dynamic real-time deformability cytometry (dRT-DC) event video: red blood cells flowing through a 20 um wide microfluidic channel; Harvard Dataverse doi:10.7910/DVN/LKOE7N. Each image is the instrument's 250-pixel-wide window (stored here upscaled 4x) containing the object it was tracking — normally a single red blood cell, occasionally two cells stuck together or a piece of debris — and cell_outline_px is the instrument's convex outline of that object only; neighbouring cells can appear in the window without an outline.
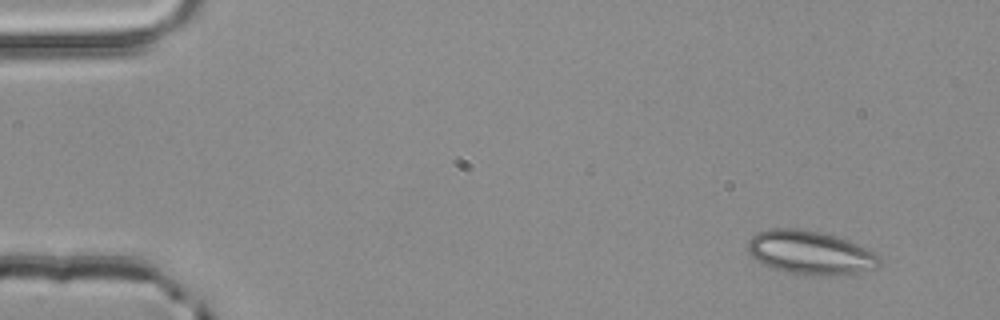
{"species": "common noctule bat (a hibernating species)", "species_latin": "Nyctalus noctula", "temperature_condition": "room temperature", "stored_images_in_passage": 4, "camera_frame_rate_fps": 3000, "um_per_image_px": 0.085, "animal": {"sex": "male", "body_mass_g": 20.4}, "frame": {"image": 1, "passage_image": 1, "time_ms": 0.0, "image_size_px": [1000, 320], "cell_outline_px": [[880, 264], [876, 268], [864, 272], [848, 276], [812, 276], [784, 272], [772, 268], [756, 260], [748, 252], [748, 240], [756, 232], [768, 228], [800, 228], [820, 232], [836, 236], [848, 240], [876, 252], [880, 256]], "centroid_in_image_um": [68.91, 21.49], "position_along_channel_um": 16.1, "area_um2": 34.39}}